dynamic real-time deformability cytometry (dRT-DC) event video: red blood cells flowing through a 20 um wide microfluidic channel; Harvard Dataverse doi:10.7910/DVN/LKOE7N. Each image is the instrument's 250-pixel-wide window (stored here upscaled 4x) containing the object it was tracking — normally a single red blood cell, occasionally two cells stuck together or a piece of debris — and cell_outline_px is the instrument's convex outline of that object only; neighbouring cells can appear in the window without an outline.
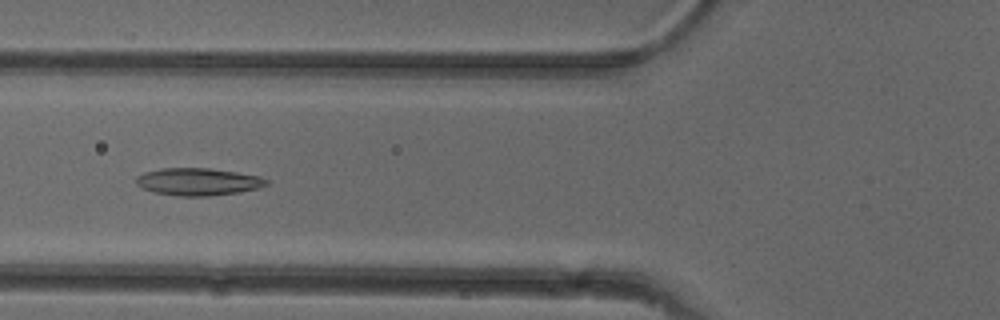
{"species": "common noctule bat (a hibernating species)", "species_latin": "Nyctalus noctula", "temperature_condition": "cold", "stored_images_in_passage": 52, "camera_frame_rate_fps": 3000, "um_per_image_px": 0.085, "animal": {"sex": "female"}, "frame": {"image": 1, "passage_image": 20, "time_ms": 6.333, "image_size_px": [1000, 320], "cell_outline_px": [[268, 184], [256, 188], [240, 192], [208, 196], [176, 196], [152, 192], [140, 188], [136, 184], [136, 176], [144, 172], [160, 168], [212, 168], [260, 176], [268, 180]], "centroid_in_image_um": [16.78, 15.44], "position_along_channel_um": 109.0, "area_um2": 20.98}}
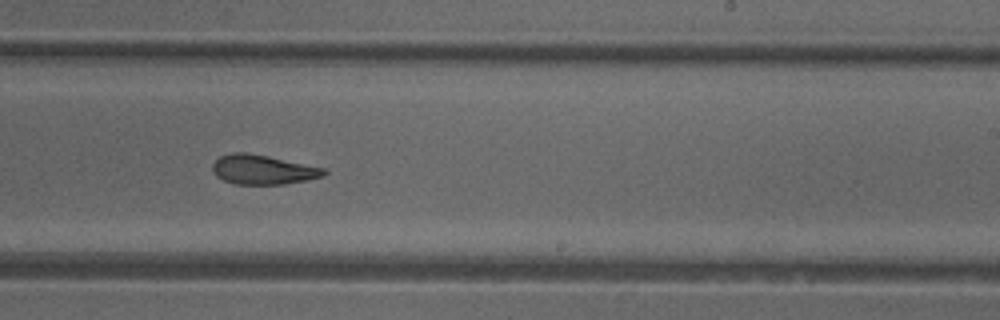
{"frame": {"image": 2, "passage_image": 32, "time_ms": 10.333, "image_size_px": [1000, 320], "cell_outline_px": [[328, 172], [324, 176], [308, 180], [284, 184], [236, 184], [224, 180], [216, 176], [212, 172], [212, 164], [220, 156], [232, 152], [244, 152], [268, 156], [324, 168]], "centroid_in_image_um": [22.33, 14.42], "position_along_channel_um": 266.7, "area_um2": 19.13}}
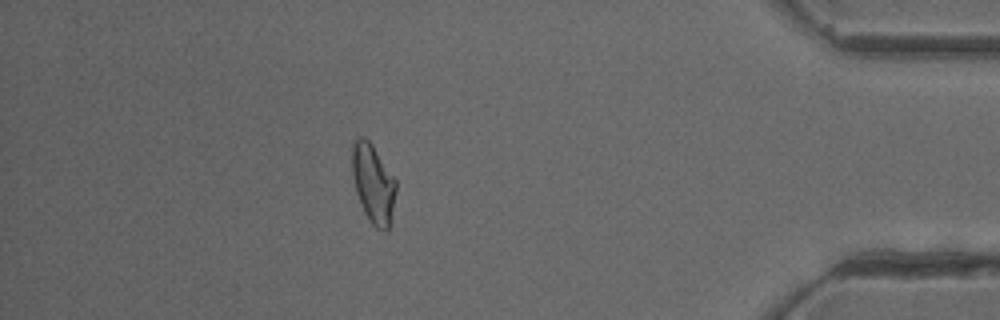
{"frame": {"image": 3, "passage_image": 46, "time_ms": 15.0, "image_size_px": [1000, 320], "cell_outline_px": [[396, 192], [388, 232], [384, 232], [376, 228], [368, 220], [360, 204], [356, 192], [352, 176], [352, 144], [360, 136], [364, 136], [372, 144], [396, 180]], "centroid_in_image_um": [31.72, 15.63], "position_along_channel_um": 403.5, "area_um2": 20.29}, "authors_computed_cell_mechanics": {"area_um2": 20.4034, "velocity_mm_per_s": 3.9352, "shape_relaxation_time_tau1_ms": null, "shape_relaxation_time_tau2_ms": 3.3261, "deformation_change_tau1": null, "deformation_change_tau2": 0.1067}}